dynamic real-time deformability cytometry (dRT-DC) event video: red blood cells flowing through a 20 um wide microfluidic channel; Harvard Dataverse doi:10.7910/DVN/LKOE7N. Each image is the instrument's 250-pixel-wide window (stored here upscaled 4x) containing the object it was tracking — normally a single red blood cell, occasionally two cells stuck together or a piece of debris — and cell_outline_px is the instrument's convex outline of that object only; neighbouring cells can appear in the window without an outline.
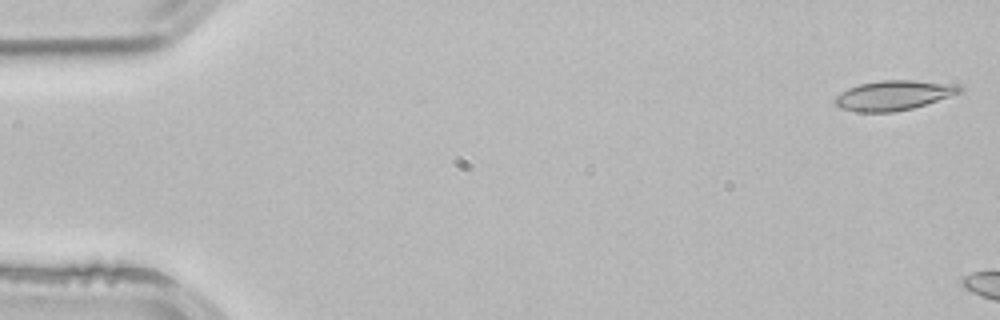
{"species": "common noctule bat (a hibernating species)", "species_latin": "Nyctalus noctula", "temperature_condition": "room temperature", "stored_images_in_passage": 6, "camera_frame_rate_fps": 3000, "um_per_image_px": 0.085, "animal": {"sex": "male", "body_mass_g": 21.5, "forearm_length_mm": 52.0}, "frame": {"image": 1, "passage_image": 1, "time_ms": 0.0, "image_size_px": [1000, 320], "cell_outline_px": [[964, 88], [960, 92], [912, 108], [892, 112], [856, 112], [840, 108], [832, 100], [840, 92], [848, 88], [860, 84], [880, 80], [912, 80], [956, 84]], "centroid_in_image_um": [75.89, 8.1], "position_along_channel_um": 9.1, "area_um2": 21.44}}